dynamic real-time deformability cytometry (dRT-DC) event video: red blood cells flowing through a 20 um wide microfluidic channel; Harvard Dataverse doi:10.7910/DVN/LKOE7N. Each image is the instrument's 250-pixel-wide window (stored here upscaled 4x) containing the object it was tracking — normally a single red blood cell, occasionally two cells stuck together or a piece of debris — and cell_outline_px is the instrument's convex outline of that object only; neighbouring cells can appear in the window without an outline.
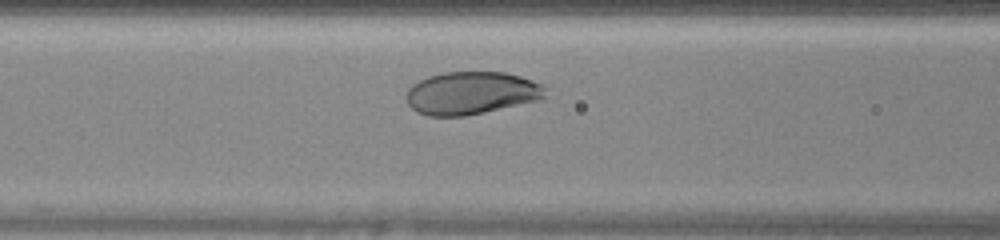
{"species": "human", "species_latin": "Homo sapiens", "temperature_condition": "warm", "stored_images_in_passage": 28, "camera_frame_rate_fps": 3000, "um_per_image_px": 0.085, "donor": {"sex": "female"}, "frame": {"image": 1, "passage_image": 9, "time_ms": 2.667, "image_size_px": [1000, 240], "cell_outline_px": [[544, 96], [540, 100], [484, 112], [464, 116], [428, 116], [416, 112], [408, 104], [404, 96], [408, 88], [412, 84], [428, 76], [444, 72], [504, 72], [520, 76], [532, 80], [540, 84], [544, 88]], "centroid_in_image_um": [40.0, 7.91], "position_along_channel_um": 126.6, "area_um2": 34.68}}
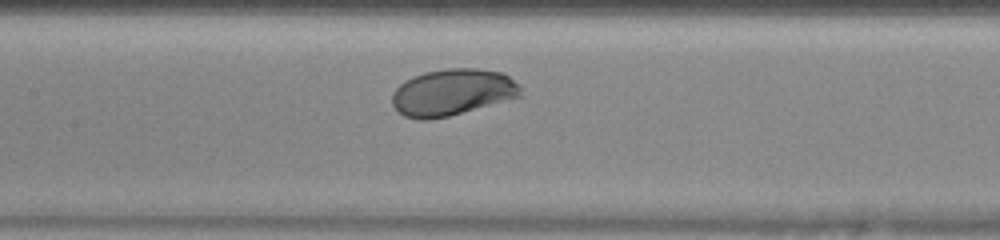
{"frame": {"image": 2, "passage_image": 12, "time_ms": 3.667, "image_size_px": [1000, 240], "cell_outline_px": [[524, 96], [448, 116], [428, 120], [420, 120], [404, 116], [396, 112], [392, 104], [392, 92], [404, 80], [412, 76], [424, 72], [448, 68], [480, 68], [504, 72], [520, 84]], "centroid_in_image_um": [38.47, 7.84], "position_along_channel_um": 168.9, "area_um2": 35.55}}
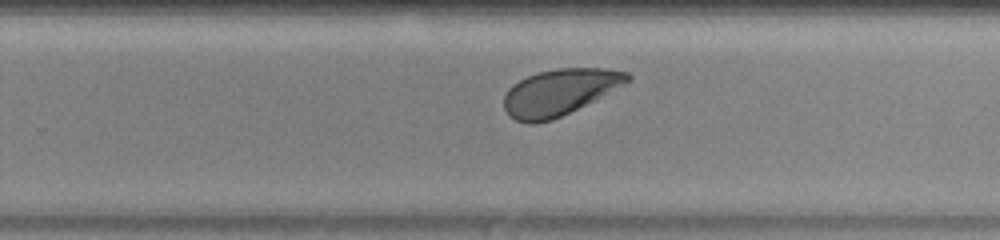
{"frame": {"image": 3, "passage_image": 20, "time_ms": 6.333, "image_size_px": [1000, 240], "cell_outline_px": [[632, 80], [552, 120], [536, 124], [528, 124], [516, 120], [508, 116], [504, 108], [504, 96], [508, 88], [512, 84], [528, 76], [540, 72], [556, 68], [604, 68], [628, 72], [632, 76]], "centroid_in_image_um": [47.51, 7.83], "position_along_channel_um": 282.3, "area_um2": 32.95}, "authors_computed_cell_mechanics": {"area_um2": 35.1135, "velocity_mm_per_s": 4.2569, "shape_relaxation_time_tau1_ms": 1.2612, "shape_relaxation_time_tau2_ms": 1.9946, "deformation_change_tau1": 0.1208, "deformation_change_tau2": 0.0494}}